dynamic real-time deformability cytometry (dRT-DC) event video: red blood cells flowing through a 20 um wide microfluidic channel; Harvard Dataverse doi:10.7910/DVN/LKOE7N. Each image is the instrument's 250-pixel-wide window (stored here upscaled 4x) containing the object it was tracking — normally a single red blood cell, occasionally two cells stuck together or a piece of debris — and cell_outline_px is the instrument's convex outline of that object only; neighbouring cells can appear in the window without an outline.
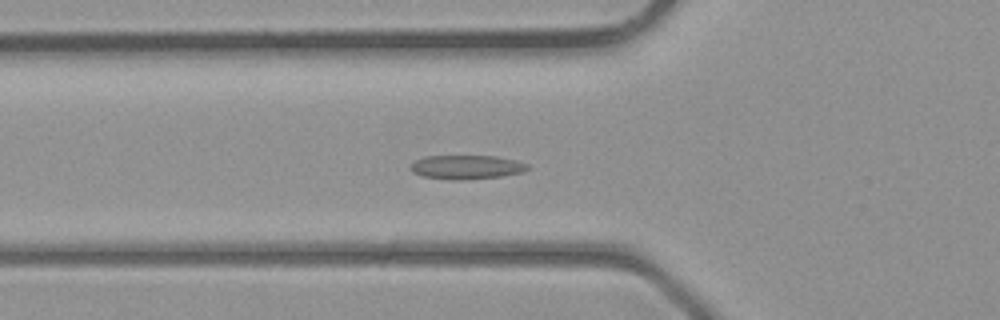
{"species": "common noctule bat (a hibernating species)", "species_latin": "Nyctalus noctula", "temperature_condition": "room temperature", "stored_images_in_passage": 33, "camera_frame_rate_fps": 3000, "um_per_image_px": 0.085, "animal": {"sex": "male", "body_mass_g": 23.1, "forearm_length_mm": 52.7}, "frame": {"image": 1, "passage_image": 6, "time_ms": 1.667, "image_size_px": [1000, 320], "cell_outline_px": [[528, 168], [524, 172], [500, 176], [460, 180], [456, 180], [424, 176], [412, 172], [412, 164], [416, 160], [424, 156], [496, 156], [516, 160], [528, 164]], "centroid_in_image_um": [39.68, 14.19], "position_along_channel_um": 86.1, "area_um2": 16.13}}
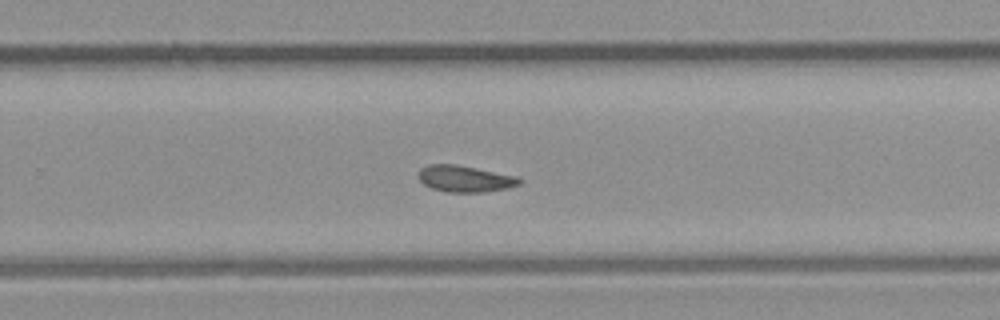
{"frame": {"image": 2, "passage_image": 18, "time_ms": 5.667, "image_size_px": [1000, 320], "cell_outline_px": [[524, 180], [520, 184], [508, 188], [484, 192], [448, 192], [432, 188], [424, 184], [416, 176], [420, 168], [428, 164], [456, 164], [516, 176]], "centroid_in_image_um": [39.5, 15.19], "position_along_channel_um": 290.3, "area_um2": 15.66}}
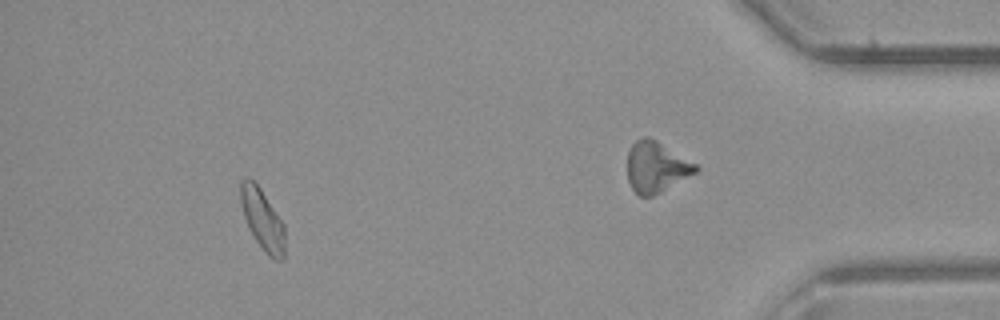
{"frame": {"image": 3, "passage_image": 29, "time_ms": 9.333, "image_size_px": [1000, 320], "cell_outline_px": [[284, 260], [276, 260], [268, 256], [256, 240], [244, 216], [240, 200], [240, 180], [248, 176], [260, 188], [284, 224]], "centroid_in_image_um": [22.31, 18.64], "position_along_channel_um": 412.9, "area_um2": 15.43}}